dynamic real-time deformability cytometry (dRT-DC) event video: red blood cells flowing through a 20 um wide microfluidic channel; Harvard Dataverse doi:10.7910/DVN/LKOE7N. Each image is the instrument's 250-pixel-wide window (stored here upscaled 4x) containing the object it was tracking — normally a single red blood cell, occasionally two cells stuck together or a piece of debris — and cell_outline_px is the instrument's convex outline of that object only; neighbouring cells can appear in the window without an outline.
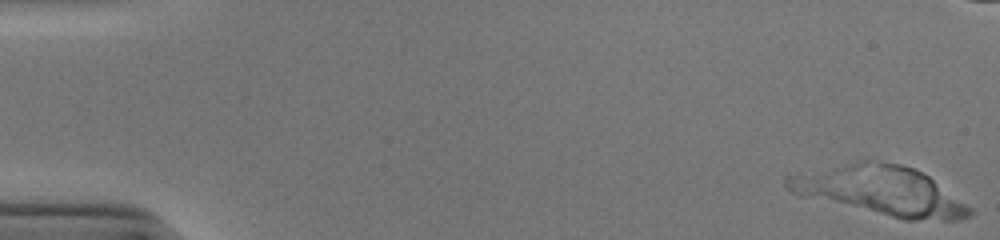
{"species": "human", "species_latin": "Homo sapiens", "temperature_condition": "cold", "stored_images_in_passage": 52, "camera_frame_rate_fps": 3000, "um_per_image_px": 0.085, "donor": {"sex": "male"}, "frame": {"image": 1, "passage_image": 1, "time_ms": 0.0, "image_size_px": [1000, 240], "cell_outline_px": [[972, 212], [968, 216], [960, 220], [904, 220], [800, 196], [792, 192], [784, 184], [784, 176], [880, 164], [900, 164], [912, 168], [928, 176], [972, 208]], "centroid_in_image_um": [74.96, 16.33], "position_along_channel_um": 10.0, "area_um2": 49.25}}
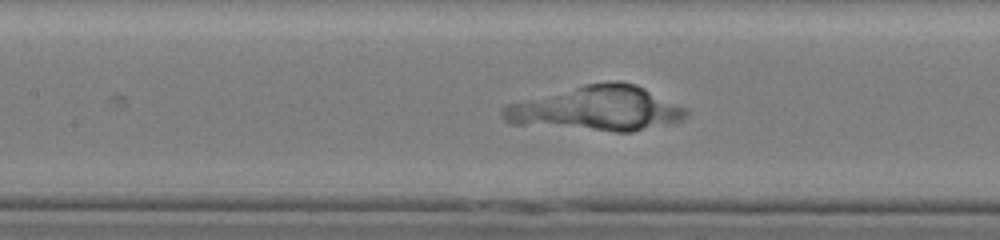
{"frame": {"image": 2, "passage_image": 25, "time_ms": 8.0, "image_size_px": [1000, 240], "cell_outline_px": [[688, 112], [684, 120], [632, 132], [616, 132], [512, 124], [504, 120], [500, 116], [500, 108], [504, 104], [584, 84], [616, 80], [620, 80], [636, 84], [684, 108]], "centroid_in_image_um": [50.64, 9.23], "position_along_channel_um": 156.8, "area_um2": 47.97}}
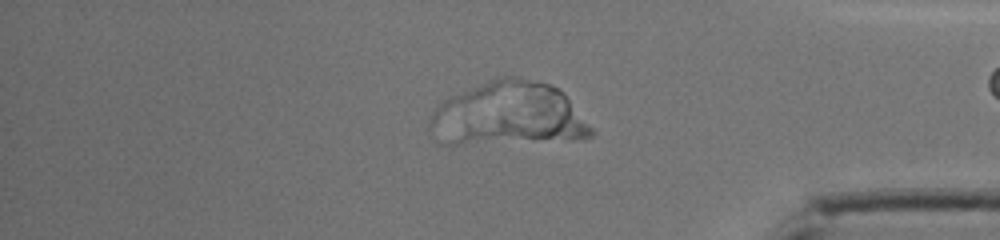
{"frame": {"image": 3, "passage_image": 45, "time_ms": 14.667, "image_size_px": [1000, 240], "cell_outline_px": [[592, 136], [580, 140], [460, 144], [436, 144], [432, 140], [428, 132], [428, 120], [432, 112], [444, 100], [452, 96], [500, 76], [516, 76], [548, 84], [556, 88], [568, 100], [592, 128]], "centroid_in_image_um": [43.11, 9.75], "position_along_channel_um": 392.1, "area_um2": 59.88}}